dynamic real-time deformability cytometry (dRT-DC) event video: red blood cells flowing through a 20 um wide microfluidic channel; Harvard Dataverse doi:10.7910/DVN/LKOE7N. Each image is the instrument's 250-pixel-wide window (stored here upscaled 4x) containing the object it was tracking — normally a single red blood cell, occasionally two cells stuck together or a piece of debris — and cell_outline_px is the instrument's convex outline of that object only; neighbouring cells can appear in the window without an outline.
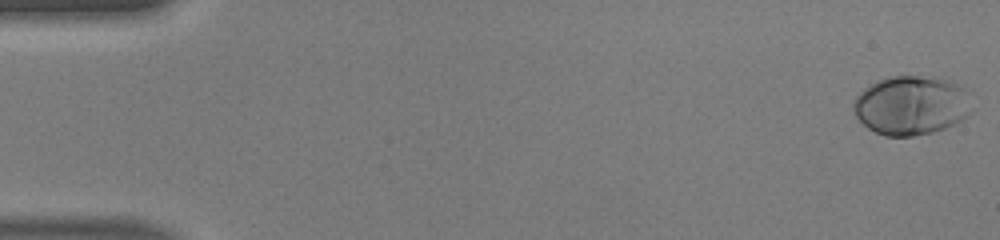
{"species": "human", "species_latin": "Homo sapiens", "temperature_condition": "warm", "stored_images_in_passage": 50, "camera_frame_rate_fps": 3000, "um_per_image_px": 0.085, "donor": {"sex": "male"}, "frame": {"image": 1, "passage_image": 1, "time_ms": 0.0, "image_size_px": [1000, 240], "cell_outline_px": [[976, 108], [968, 116], [944, 128], [932, 132], [912, 136], [884, 136], [868, 128], [856, 116], [852, 108], [852, 104], [856, 96], [864, 88], [876, 80], [888, 76], [940, 76], [960, 84], [972, 92]], "centroid_in_image_um": [77.55, 8.92], "position_along_channel_um": 7.4, "area_um2": 41.96}}
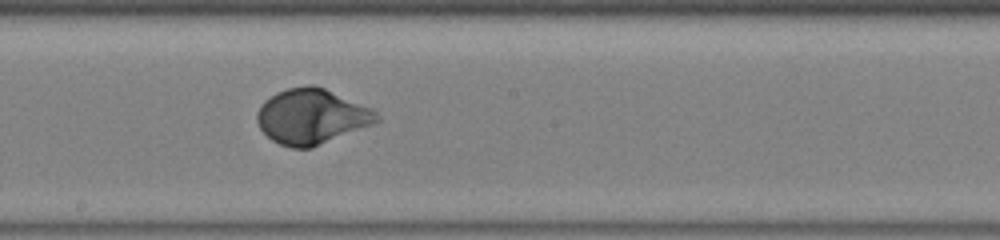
{"frame": {"image": 2, "passage_image": 28, "time_ms": 9.0, "image_size_px": [1000, 240], "cell_outline_px": [[380, 120], [372, 124], [312, 148], [292, 148], [280, 144], [272, 140], [260, 128], [256, 120], [256, 112], [260, 104], [264, 100], [276, 92], [288, 88], [308, 84], [312, 84], [324, 88], [372, 108], [380, 116]], "centroid_in_image_um": [26.46, 9.89], "position_along_channel_um": 221.7, "area_um2": 38.49}}
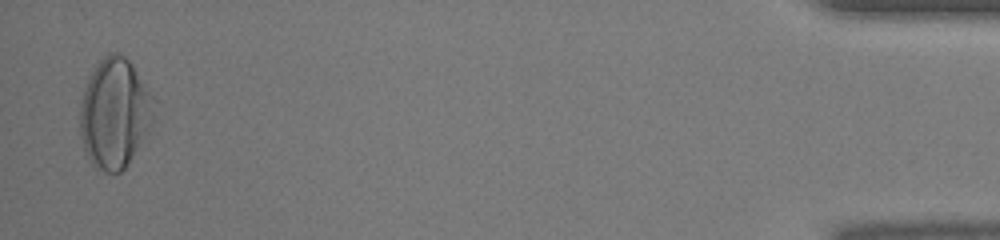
{"frame": {"image": 3, "passage_image": 49, "time_ms": 16.0, "image_size_px": [1000, 240], "cell_outline_px": [[156, 116], [124, 168], [120, 172], [104, 172], [96, 168], [92, 164], [84, 148], [80, 132], [80, 104], [84, 88], [96, 64], [108, 52], [116, 52], [124, 56], [128, 60], [152, 92], [156, 100]], "centroid_in_image_um": [9.76, 9.59], "position_along_channel_um": 425.4, "area_um2": 47.16}, "authors_computed_cell_mechanics": {"area_um2": 37.3677, "velocity_mm_per_s": 4.1436, "shape_relaxation_time_tau1_ms": 2.7181, "shape_relaxation_time_tau2_ms": null, "deformation_change_tau1": 0.1978, "deformation_change_tau2": null}}